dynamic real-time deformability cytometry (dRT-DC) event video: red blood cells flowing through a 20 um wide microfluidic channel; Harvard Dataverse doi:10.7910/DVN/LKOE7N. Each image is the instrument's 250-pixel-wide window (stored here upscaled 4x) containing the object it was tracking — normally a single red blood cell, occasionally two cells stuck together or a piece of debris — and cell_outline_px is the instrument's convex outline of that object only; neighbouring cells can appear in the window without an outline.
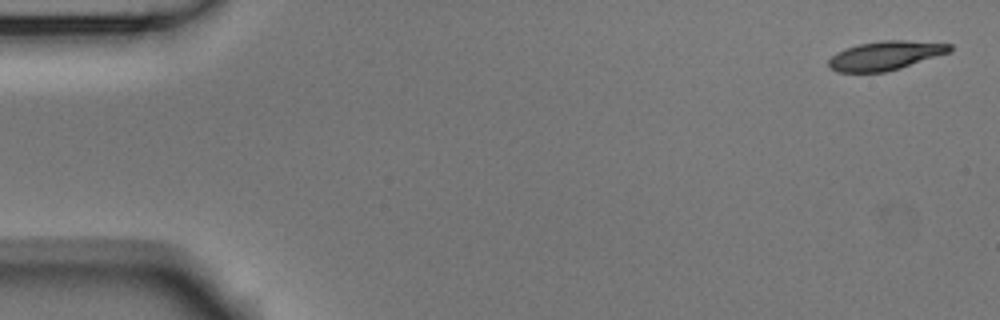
{"species": "Egyptian fruit bat (a non-hibernating species)", "species_latin": "Rousettus aegyptiacus", "temperature_condition": "room temperature", "stored_images_in_passage": 5, "camera_frame_rate_fps": 3000, "um_per_image_px": 0.085, "animal": {"sex": "male"}, "frame": {"image": 1, "passage_image": 1, "time_ms": 0.0, "image_size_px": [1000, 320], "cell_outline_px": [[952, 52], [900, 68], [884, 72], [836, 72], [828, 68], [828, 60], [836, 52], [860, 44], [884, 40], [904, 40], [952, 44]], "centroid_in_image_um": [75.27, 4.73], "position_along_channel_um": 9.7, "area_um2": 20.46}}
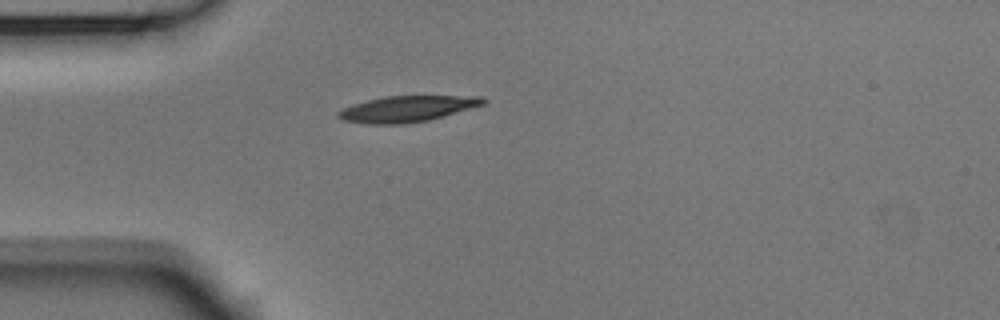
{"frame": {"image": 2, "passage_image": 4, "time_ms": 1.0, "image_size_px": [1000, 320], "cell_outline_px": [[488, 100], [484, 104], [472, 108], [428, 120], [400, 124], [368, 124], [344, 120], [336, 116], [336, 112], [352, 104], [384, 96], [484, 96]], "centroid_in_image_um": [34.61, 9.24], "position_along_channel_um": 50.4, "area_um2": 21.91}}